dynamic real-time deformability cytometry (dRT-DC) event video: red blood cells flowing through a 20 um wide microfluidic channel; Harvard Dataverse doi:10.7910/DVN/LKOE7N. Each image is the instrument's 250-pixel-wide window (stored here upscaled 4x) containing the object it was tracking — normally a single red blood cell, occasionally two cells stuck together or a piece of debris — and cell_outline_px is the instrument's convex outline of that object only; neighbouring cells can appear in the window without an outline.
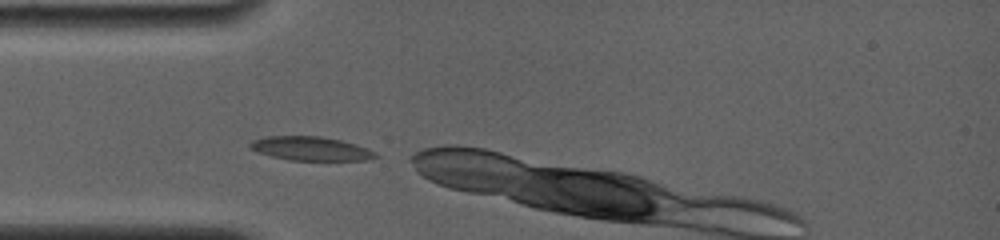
{"species": "common noctule bat (a hibernating species)", "species_latin": "Nyctalus noctula", "temperature_condition": "room temperature", "stored_images_in_passage": 12, "camera_frame_rate_fps": 4000, "um_per_image_px": 0.085, "animal": {"sex": "female", "body_mass_g": 19.0, "forearm_length_mm": 56.7}, "frame": {"image": 1, "passage_image": 1, "time_ms": 0.0, "image_size_px": [1000, 240], "cell_outline_px": [[380, 156], [372, 160], [288, 160], [256, 152], [248, 148], [248, 144], [252, 140], [268, 136], [320, 136], [340, 140], [356, 144], [368, 148], [376, 152]], "centroid_in_image_um": [26.42, 12.63], "position_along_channel_um": 58.6, "area_um2": 17.69}}